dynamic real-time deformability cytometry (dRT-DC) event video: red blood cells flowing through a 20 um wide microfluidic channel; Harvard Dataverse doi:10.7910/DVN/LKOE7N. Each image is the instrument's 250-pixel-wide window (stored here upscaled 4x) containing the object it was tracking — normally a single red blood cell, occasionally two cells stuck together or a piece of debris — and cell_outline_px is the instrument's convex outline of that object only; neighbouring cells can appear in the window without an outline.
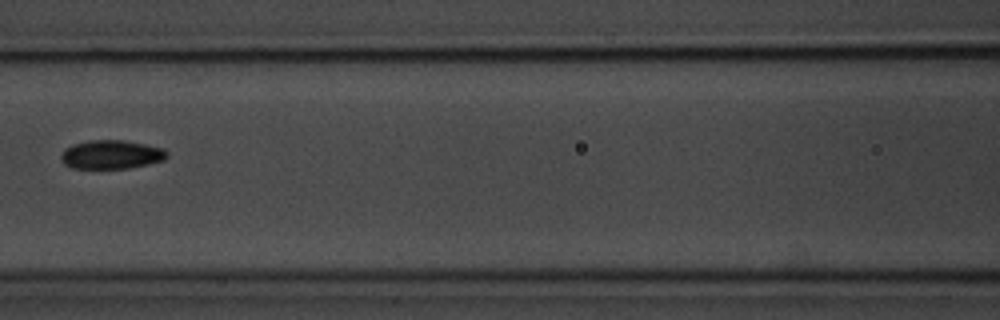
{"species": "common noctule bat (a hibernating species)", "species_latin": "Nyctalus noctula", "temperature_condition": "room temperature", "stored_images_in_passage": 6, "camera_frame_rate_fps": 3000, "um_per_image_px": 0.085, "animal": {"sex": "male", "body_mass_g": 20.1, "forearm_length_mm": 53.5}, "frame": {"image": 1, "passage_image": 3, "time_ms": 2.333, "image_size_px": [1000, 320], "cell_outline_px": [[168, 156], [164, 160], [148, 164], [128, 168], [72, 168], [64, 164], [60, 160], [60, 156], [64, 148], [72, 144], [88, 140], [124, 140], [164, 148], [168, 152]], "centroid_in_image_um": [9.44, 13.13], "position_along_channel_um": 157.2, "area_um2": 17.92}}
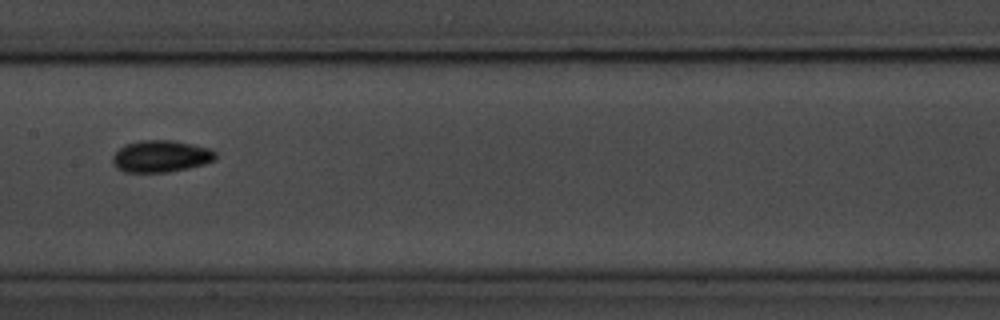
{"frame": {"image": 2, "passage_image": 4, "time_ms": 3.333, "image_size_px": [1000, 320], "cell_outline_px": [[216, 160], [204, 164], [168, 172], [124, 172], [116, 168], [112, 160], [112, 156], [124, 144], [140, 140], [176, 140], [208, 148], [216, 152]], "centroid_in_image_um": [13.66, 13.27], "position_along_channel_um": 193.7, "area_um2": 19.19}}